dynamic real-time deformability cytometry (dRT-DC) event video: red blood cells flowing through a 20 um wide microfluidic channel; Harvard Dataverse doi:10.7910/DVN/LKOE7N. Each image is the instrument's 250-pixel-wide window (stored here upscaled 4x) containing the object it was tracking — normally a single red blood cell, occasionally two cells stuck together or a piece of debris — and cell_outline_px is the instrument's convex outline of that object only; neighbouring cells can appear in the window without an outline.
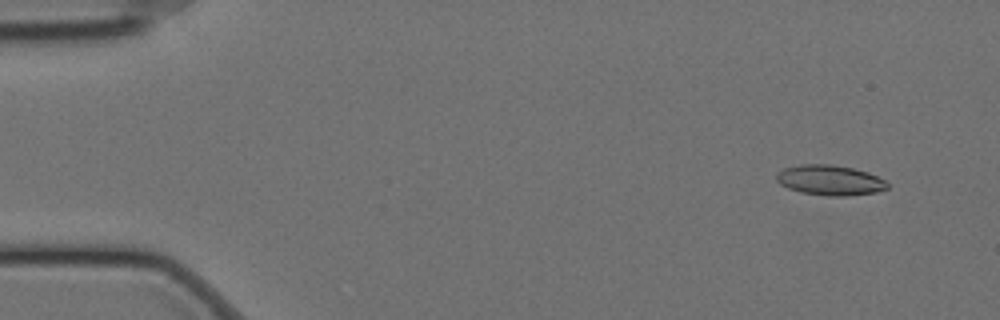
{"species": "Egyptian fruit bat (a non-hibernating species)", "species_latin": "Rousettus aegyptiacus", "temperature_condition": "cold", "stored_images_in_passage": 59, "camera_frame_rate_fps": 3000, "um_per_image_px": 0.085, "animal": {"sex": "female"}, "frame": {"image": 1, "passage_image": 5, "time_ms": 1.333, "image_size_px": [1000, 320], "cell_outline_px": [[888, 188], [876, 192], [848, 196], [828, 196], [800, 192], [788, 188], [780, 184], [776, 180], [776, 172], [784, 168], [800, 164], [832, 164], [852, 168], [868, 172], [884, 180], [888, 184]], "centroid_in_image_um": [70.51, 15.31], "position_along_channel_um": 14.5, "area_um2": 19.59}}
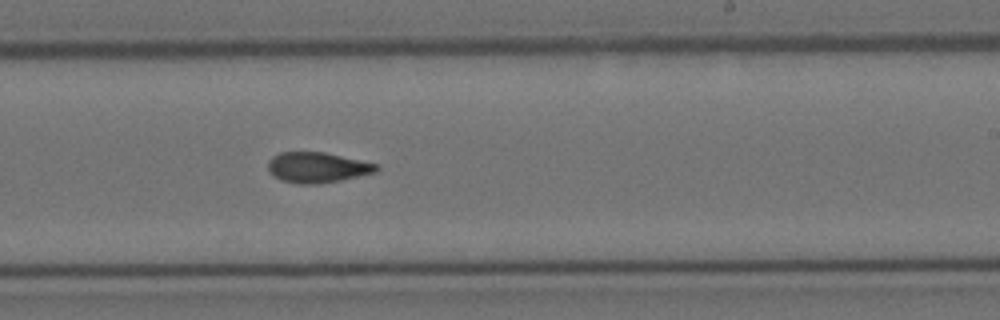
{"frame": {"image": 2, "passage_image": 36, "time_ms": 11.667, "image_size_px": [1000, 320], "cell_outline_px": [[380, 168], [376, 172], [340, 180], [316, 184], [296, 184], [280, 180], [272, 176], [268, 172], [268, 160], [272, 156], [280, 152], [324, 152], [380, 164]], "centroid_in_image_um": [26.95, 14.23], "position_along_channel_um": 262.1, "area_um2": 19.48}}
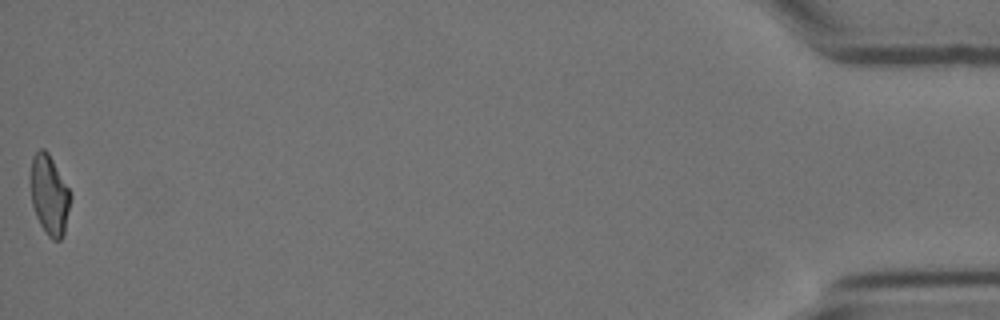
{"frame": {"image": 3, "passage_image": 59, "time_ms": 19.333, "image_size_px": [1000, 320], "cell_outline_px": [[72, 196], [64, 236], [60, 240], [52, 240], [48, 236], [40, 224], [36, 216], [32, 204], [32, 156], [40, 148], [44, 148], [48, 152], [68, 188]], "centroid_in_image_um": [4.23, 16.62], "position_along_channel_um": 431.0, "area_um2": 18.32}, "authors_computed_cell_mechanics": {"area_um2": 19.363, "velocity_mm_per_s": 3.4707, "shape_relaxation_time_tau1_ms": null, "shape_relaxation_time_tau2_ms": 4.0384, "deformation_change_tau1": null, "deformation_change_tau2": 0.1115}}